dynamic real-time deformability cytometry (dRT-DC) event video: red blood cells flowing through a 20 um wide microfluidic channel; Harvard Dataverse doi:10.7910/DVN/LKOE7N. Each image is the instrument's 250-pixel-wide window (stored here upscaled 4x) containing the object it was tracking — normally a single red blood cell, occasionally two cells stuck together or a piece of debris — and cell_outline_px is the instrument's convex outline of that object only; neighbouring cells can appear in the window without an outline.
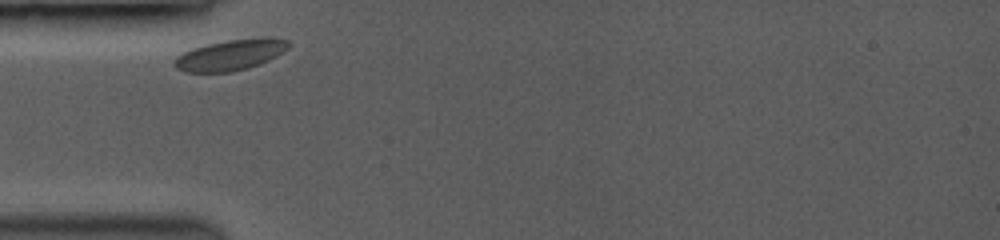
{"species": "common noctule bat (a hibernating species)", "species_latin": "Nyctalus noctula", "temperature_condition": "room temperature", "stored_images_in_passage": 26, "camera_frame_rate_fps": 3500, "um_per_image_px": 0.085, "animal": {"sex": "female", "body_mass_g": 19.0, "forearm_length_mm": 53.3}, "frame": {"image": 1, "passage_image": 1, "time_ms": 0.0, "image_size_px": [1000, 240], "cell_outline_px": [[292, 44], [284, 52], [260, 64], [248, 68], [232, 72], [188, 72], [176, 68], [172, 64], [172, 60], [176, 56], [192, 48], [208, 44], [228, 40], [268, 36], [288, 40]], "centroid_in_image_um": [19.61, 4.66], "position_along_channel_um": 65.4, "area_um2": 20.75}}
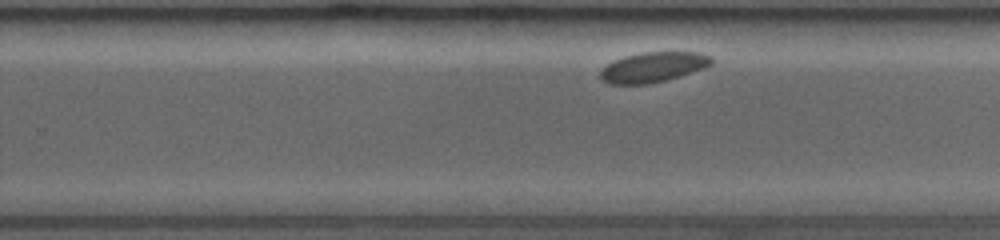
{"frame": {"image": 2, "passage_image": 17, "time_ms": 4.571, "image_size_px": [1000, 240], "cell_outline_px": [[712, 64], [704, 68], [664, 80], [648, 84], [612, 84], [604, 80], [600, 76], [600, 72], [608, 64], [624, 56], [640, 52], [700, 52], [712, 56]], "centroid_in_image_um": [55.55, 5.69], "position_along_channel_um": 274.3, "area_um2": 19.19}}
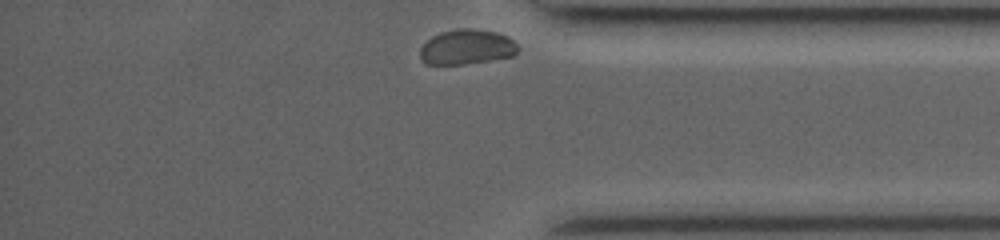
{"frame": {"image": 3, "passage_image": 26, "time_ms": 7.143, "image_size_px": [1000, 240], "cell_outline_px": [[520, 48], [512, 56], [488, 60], [460, 64], [428, 64], [420, 56], [420, 48], [432, 36], [440, 32], [456, 28], [472, 28], [496, 32], [508, 36]], "centroid_in_image_um": [39.68, 3.97], "position_along_channel_um": 395.5, "area_um2": 19.77}}